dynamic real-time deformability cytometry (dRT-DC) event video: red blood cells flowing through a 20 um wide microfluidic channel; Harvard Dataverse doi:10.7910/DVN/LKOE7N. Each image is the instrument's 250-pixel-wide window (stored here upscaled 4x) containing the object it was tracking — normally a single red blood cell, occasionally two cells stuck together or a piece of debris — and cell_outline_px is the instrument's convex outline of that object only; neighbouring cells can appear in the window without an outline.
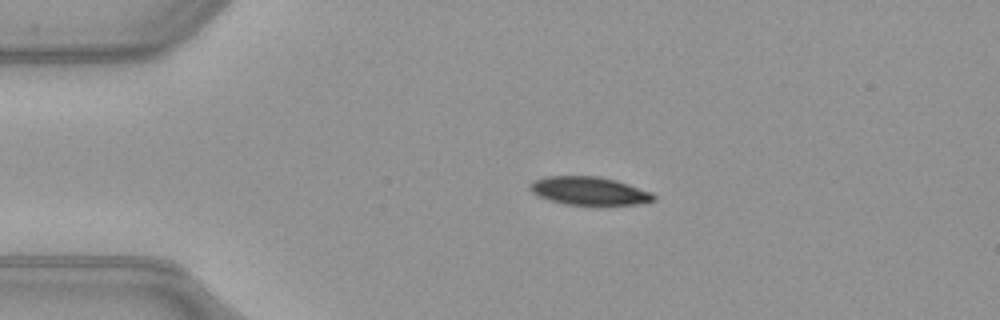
{"species": "common noctule bat (a hibernating species)", "species_latin": "Nyctalus noctula", "temperature_condition": "warm", "stored_images_in_passage": 41, "camera_frame_rate_fps": 3000, "um_per_image_px": 0.085, "animal": {"sex": "female", "body_mass_g": 21.9}, "frame": {"image": 1, "passage_image": 1, "time_ms": 0.0, "image_size_px": [1000, 320], "cell_outline_px": [[656, 200], [640, 204], [564, 204], [540, 196], [532, 192], [528, 188], [528, 184], [532, 180], [544, 176], [596, 176], [616, 180], [652, 192], [656, 196]], "centroid_in_image_um": [50.06, 16.21], "position_along_channel_um": 34.9, "area_um2": 20.23}}
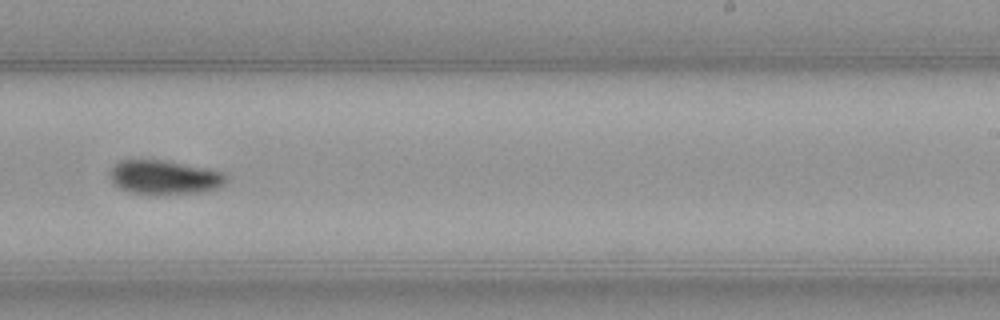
{"frame": {"image": 2, "passage_image": 22, "time_ms": 7.0, "image_size_px": [1000, 320], "cell_outline_px": [[228, 180], [224, 184], [208, 192], [156, 196], [132, 192], [120, 188], [112, 184], [108, 176], [108, 172], [120, 160], [168, 160], [204, 168], [220, 172]], "centroid_in_image_um": [13.93, 15.1], "position_along_channel_um": 275.1, "area_um2": 23.58}}
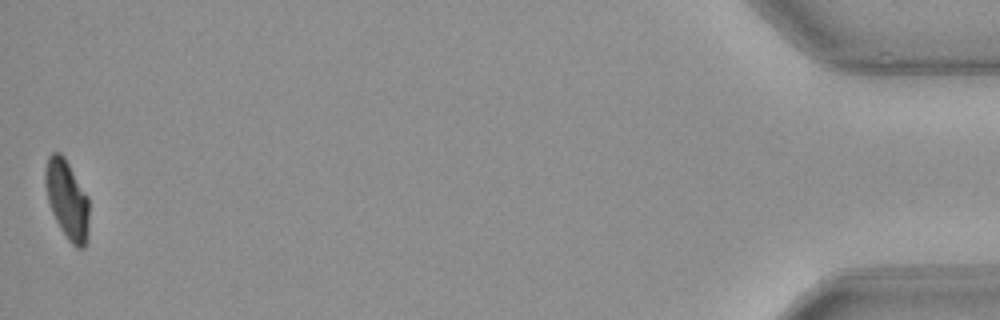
{"frame": {"image": 3, "passage_image": 41, "time_ms": 13.333, "image_size_px": [1000, 320], "cell_outline_px": [[88, 236], [84, 248], [76, 248], [68, 240], [60, 228], [52, 212], [48, 200], [44, 184], [44, 172], [48, 156], [52, 152], [60, 152], [64, 156], [88, 196]], "centroid_in_image_um": [5.69, 16.95], "position_along_channel_um": 429.5, "area_um2": 20.23}, "authors_computed_cell_mechanics": {"area_um2": 22.831, "velocity_mm_per_s": 4.0218, "shape_relaxation_time_tau1_ms": 2.6764, "shape_relaxation_time_tau2_ms": null, "deformation_change_tau1": 0.1277, "deformation_change_tau2": null}}